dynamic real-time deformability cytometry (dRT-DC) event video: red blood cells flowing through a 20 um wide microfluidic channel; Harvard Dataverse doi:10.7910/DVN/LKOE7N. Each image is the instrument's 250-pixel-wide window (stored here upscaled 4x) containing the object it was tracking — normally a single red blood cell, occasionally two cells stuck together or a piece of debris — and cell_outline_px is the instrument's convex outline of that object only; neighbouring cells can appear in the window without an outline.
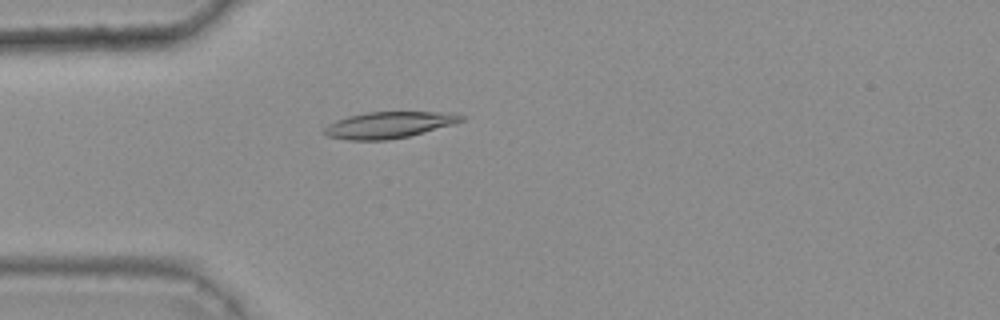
{"species": "common noctule bat (a hibernating species)", "species_latin": "Nyctalus noctula", "temperature_condition": "warm", "stored_images_in_passage": 48, "camera_frame_rate_fps": 3000, "um_per_image_px": 0.085, "animal": {"sex": "female", "body_mass_g": 25.1}, "frame": {"image": 1, "passage_image": 15, "time_ms": 4.667, "image_size_px": [1000, 320], "cell_outline_px": [[468, 116], [464, 120], [452, 124], [424, 132], [408, 136], [388, 140], [348, 140], [328, 136], [324, 132], [324, 128], [328, 124], [336, 120], [348, 116], [368, 112], [452, 112]], "centroid_in_image_um": [33.08, 10.61], "position_along_channel_um": 51.9, "area_um2": 21.04}}
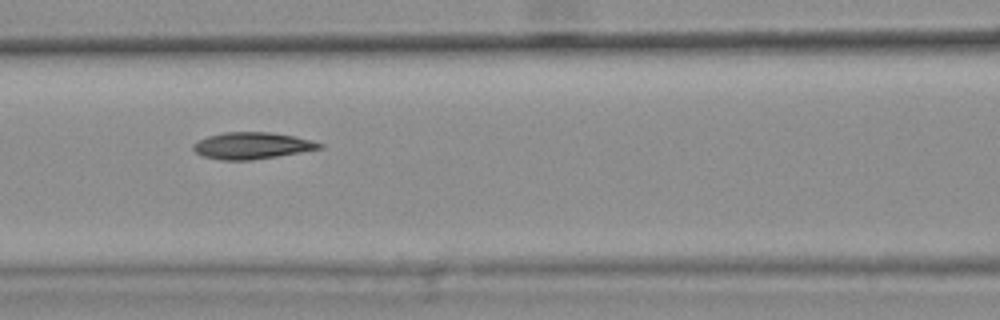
{"frame": {"image": 2, "passage_image": 23, "time_ms": 7.333, "image_size_px": [1000, 320], "cell_outline_px": [[324, 148], [252, 160], [224, 160], [200, 156], [192, 148], [192, 144], [208, 136], [224, 132], [268, 132], [296, 136], [312, 140], [324, 144]], "centroid_in_image_um": [21.43, 12.38], "position_along_channel_um": 145.2, "area_um2": 19.65}}
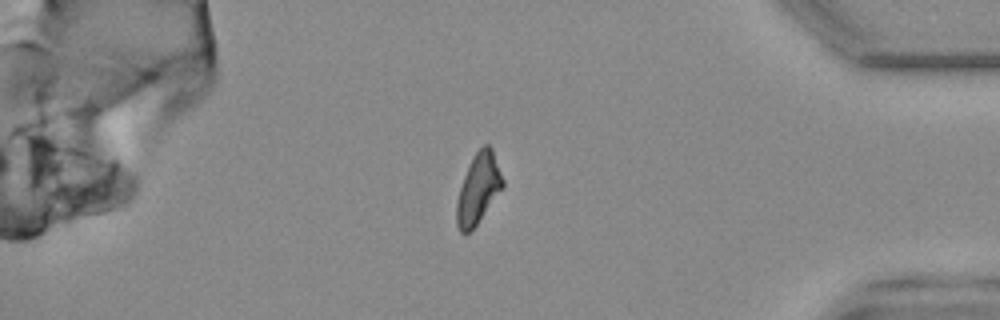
{"frame": {"image": 3, "passage_image": 45, "time_ms": 14.667, "image_size_px": [1000, 320], "cell_outline_px": [[504, 184], [476, 224], [464, 236], [460, 232], [456, 224], [456, 200], [464, 176], [472, 156], [484, 144], [488, 144], [492, 148], [504, 180]], "centroid_in_image_um": [40.63, 16.02], "position_along_channel_um": 394.6, "area_um2": 18.5}, "authors_computed_cell_mechanics": {"area_um2": 19.7098, "velocity_mm_per_s": 3.8049, "shape_relaxation_time_tau1_ms": null, "shape_relaxation_time_tau2_ms": 4.9915, "deformation_change_tau1": null, "deformation_change_tau2": 0.1026}}